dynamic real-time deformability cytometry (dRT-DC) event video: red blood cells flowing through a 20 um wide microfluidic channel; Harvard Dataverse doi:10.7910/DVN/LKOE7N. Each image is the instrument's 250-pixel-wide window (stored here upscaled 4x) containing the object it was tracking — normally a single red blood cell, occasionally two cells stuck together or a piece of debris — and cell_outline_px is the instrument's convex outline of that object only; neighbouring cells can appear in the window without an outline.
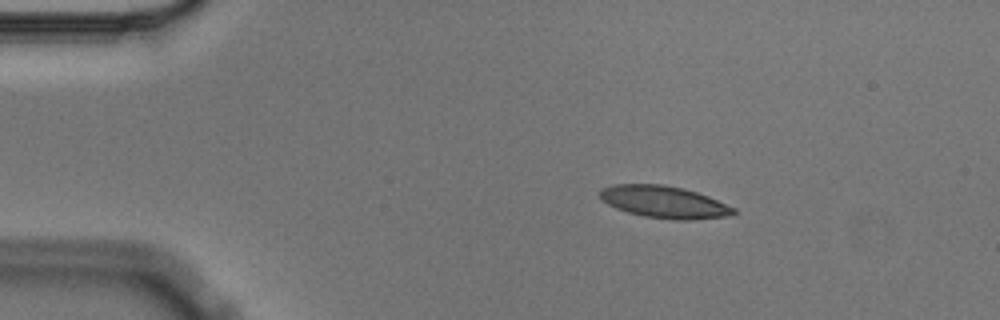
{"species": "Egyptian fruit bat (a non-hibernating species)", "species_latin": "Rousettus aegyptiacus", "temperature_condition": "cold", "stored_images_in_passage": 3, "camera_frame_rate_fps": 3000, "um_per_image_px": 0.085, "animal": {"sex": "male"}, "frame": {"image": 1, "passage_image": 2, "time_ms": 0.333, "image_size_px": [1000, 320], "cell_outline_px": [[736, 212], [732, 216], [688, 220], [676, 220], [644, 216], [628, 212], [616, 208], [600, 200], [600, 192], [604, 188], [612, 184], [664, 184], [684, 188], [708, 196], [736, 208]], "centroid_in_image_um": [56.48, 17.17], "position_along_channel_um": 28.5, "area_um2": 25.09}}
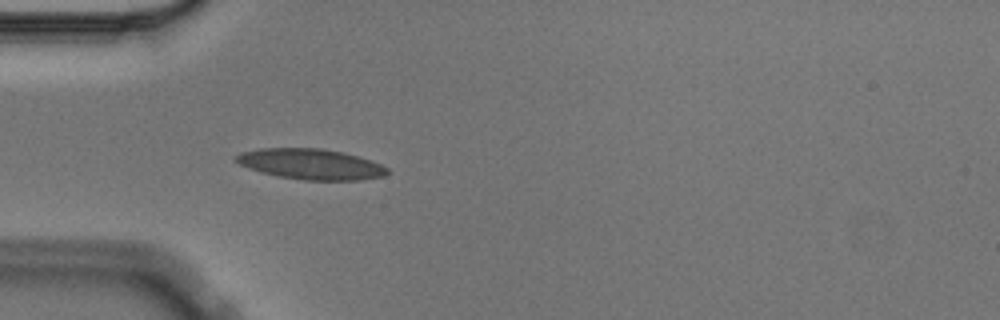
{"frame": {"image": 2, "passage_image": 3, "time_ms": 0.667, "image_size_px": [1000, 320], "cell_outline_px": [[388, 172], [384, 176], [360, 180], [304, 180], [280, 176], [260, 172], [248, 168], [232, 160], [240, 152], [260, 148], [320, 148], [344, 152], [372, 160], [388, 168]], "centroid_in_image_um": [26.41, 13.94], "position_along_channel_um": 58.6, "area_um2": 27.05}}